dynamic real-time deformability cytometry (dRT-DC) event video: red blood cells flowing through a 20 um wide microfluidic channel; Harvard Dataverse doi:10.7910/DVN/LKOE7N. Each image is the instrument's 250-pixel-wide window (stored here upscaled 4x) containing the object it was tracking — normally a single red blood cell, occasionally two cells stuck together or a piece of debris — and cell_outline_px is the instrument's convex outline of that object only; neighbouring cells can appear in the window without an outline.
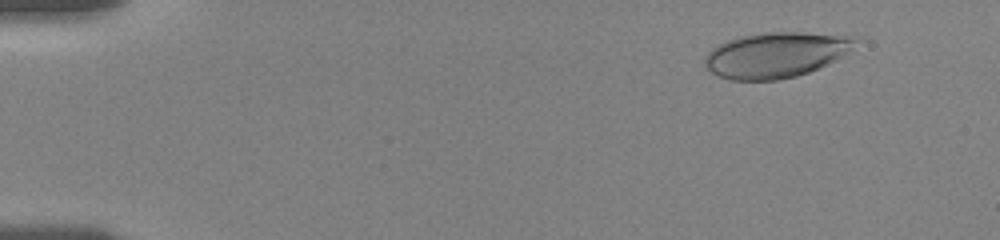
{"species": "human", "species_latin": "Homo sapiens", "temperature_condition": "room temperature", "stored_images_in_passage": 28, "camera_frame_rate_fps": 3000, "um_per_image_px": 0.085, "donor": {"sex": "female"}, "frame": {"image": 1, "passage_image": 12, "time_ms": 1.667, "image_size_px": [1000, 240], "cell_outline_px": [[864, 40], [848, 52], [836, 60], [808, 72], [796, 76], [776, 80], [732, 80], [720, 76], [712, 72], [704, 64], [704, 56], [712, 48], [728, 40], [744, 36], [764, 32], [800, 32], [852, 36]], "centroid_in_image_um": [66.0, 4.65], "position_along_channel_um": 19.0, "area_um2": 39.82}}